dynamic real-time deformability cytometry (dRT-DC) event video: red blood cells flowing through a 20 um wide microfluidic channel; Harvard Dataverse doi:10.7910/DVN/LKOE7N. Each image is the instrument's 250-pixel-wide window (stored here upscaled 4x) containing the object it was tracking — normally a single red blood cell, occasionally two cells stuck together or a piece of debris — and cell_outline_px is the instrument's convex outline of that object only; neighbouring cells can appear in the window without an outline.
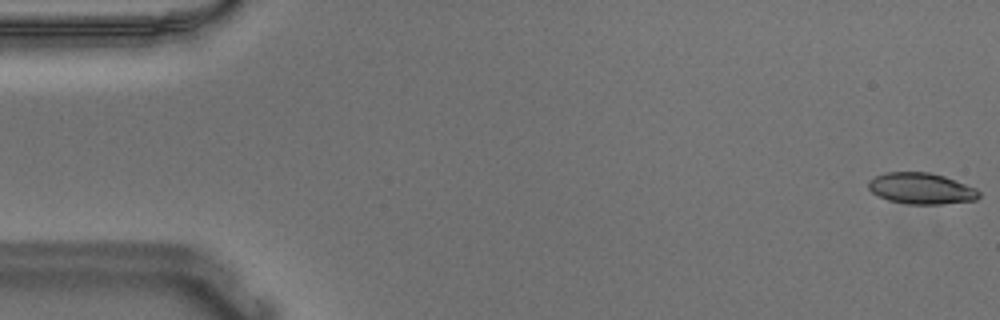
{"species": "Egyptian fruit bat (a non-hibernating species)", "species_latin": "Rousettus aegyptiacus", "temperature_condition": "warm", "stored_images_in_passage": 55, "camera_frame_rate_fps": 3000, "um_per_image_px": 0.085, "animal": {"sex": "male"}, "frame": {"image": 1, "passage_image": 1, "time_ms": 0.0, "image_size_px": [1000, 320], "cell_outline_px": [[980, 196], [976, 200], [940, 204], [908, 204], [888, 200], [872, 192], [868, 188], [868, 180], [884, 172], [928, 172], [944, 176], [976, 188], [980, 192]], "centroid_in_image_um": [78.3, 16.02], "position_along_channel_um": 6.7, "area_um2": 20.06}}
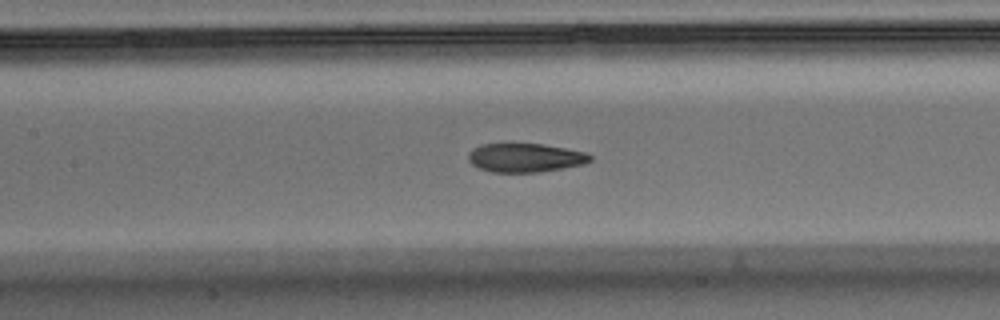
{"frame": {"image": 2, "passage_image": 25, "time_ms": 8.0, "image_size_px": [1000, 320], "cell_outline_px": [[592, 160], [584, 164], [536, 172], [492, 172], [480, 168], [472, 164], [468, 160], [468, 152], [472, 148], [480, 144], [504, 140], [508, 140], [544, 144], [588, 152], [592, 156]], "centroid_in_image_um": [44.58, 13.33], "position_along_channel_um": 162.8, "area_um2": 21.44}}
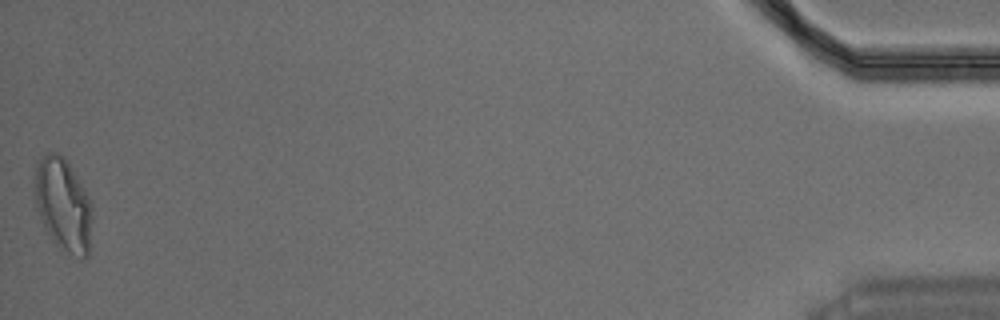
{"frame": {"image": 3, "passage_image": 55, "time_ms": 18.0, "image_size_px": [1000, 320], "cell_outline_px": [[92, 216], [88, 256], [84, 260], [80, 260], [60, 248], [52, 240], [44, 228], [40, 220], [36, 208], [36, 160], [40, 156], [48, 152], [56, 152], [64, 156], [92, 200]], "centroid_in_image_um": [5.39, 17.42], "position_along_channel_um": 429.8, "area_um2": 31.62}, "authors_computed_cell_mechanics": {"area_um2": 21.4438, "velocity_mm_per_s": 3.6516, "shape_relaxation_time_tau1_ms": 7.4101, "shape_relaxation_time_tau2_ms": 1.8658, "deformation_change_tau1": 0.2077, "deformation_change_tau2": 0.0836}}